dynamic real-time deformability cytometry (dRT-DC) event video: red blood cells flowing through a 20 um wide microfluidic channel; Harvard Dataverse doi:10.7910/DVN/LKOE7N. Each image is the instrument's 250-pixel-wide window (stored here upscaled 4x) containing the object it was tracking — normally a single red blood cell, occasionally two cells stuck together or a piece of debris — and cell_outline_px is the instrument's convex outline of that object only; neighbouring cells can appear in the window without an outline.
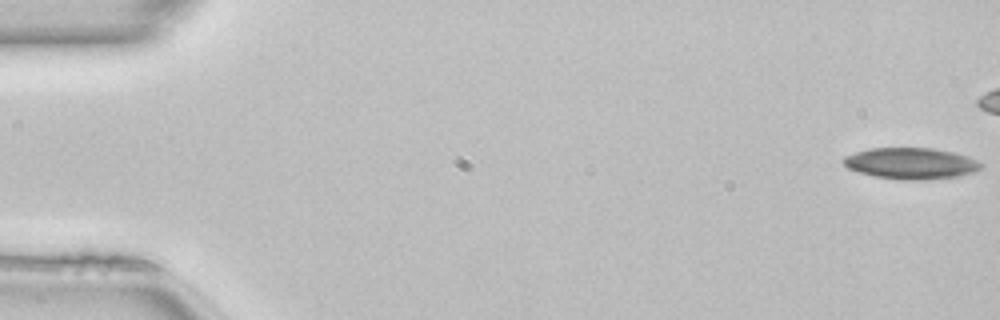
{"species": "common noctule bat (a hibernating species)", "species_latin": "Nyctalus noctula", "temperature_condition": "room temperature", "stored_images_in_passage": 43, "camera_frame_rate_fps": 3000, "um_per_image_px": 0.085, "animal": {"sex": "female", "body_mass_g": 22.7, "forearm_length_mm": 54.2}, "frame": {"image": 1, "passage_image": 1, "time_ms": 0.0, "image_size_px": [1000, 320], "cell_outline_px": [[984, 164], [980, 168], [972, 172], [956, 176], [924, 180], [900, 180], [872, 176], [848, 168], [840, 160], [844, 156], [868, 148], [932, 148], [952, 152], [968, 156], [980, 160]], "centroid_in_image_um": [77.41, 13.88], "position_along_channel_um": 7.6, "area_um2": 25.2}}